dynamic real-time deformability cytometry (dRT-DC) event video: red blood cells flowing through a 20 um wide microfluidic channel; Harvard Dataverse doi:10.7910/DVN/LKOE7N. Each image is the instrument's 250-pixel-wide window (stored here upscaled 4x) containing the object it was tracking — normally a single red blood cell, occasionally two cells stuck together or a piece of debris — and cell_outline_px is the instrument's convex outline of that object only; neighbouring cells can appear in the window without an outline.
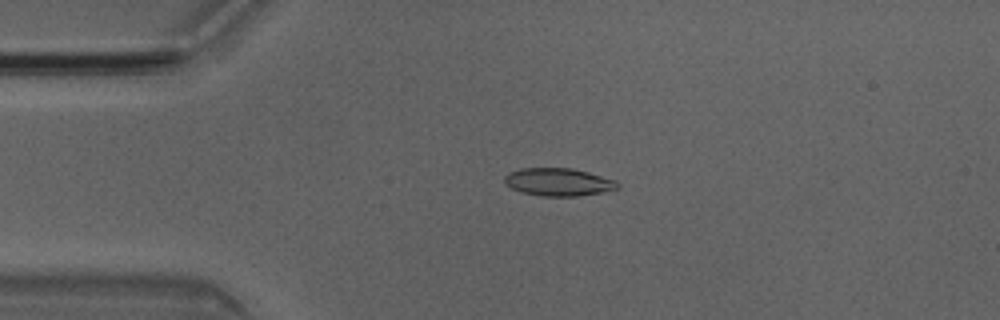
{"species": "Egyptian fruit bat (a non-hibernating species)", "species_latin": "Rousettus aegyptiacus", "temperature_condition": "room temperature", "stored_images_in_passage": 7, "camera_frame_rate_fps": 3000, "um_per_image_px": 0.085, "animal": {"sex": "male"}, "frame": {"image": 1, "passage_image": 3, "time_ms": 0.667, "image_size_px": [1000, 320], "cell_outline_px": [[620, 188], [580, 196], [540, 196], [520, 192], [504, 184], [504, 176], [508, 172], [520, 168], [572, 168], [588, 172], [616, 180], [620, 184]], "centroid_in_image_um": [47.44, 15.47], "position_along_channel_um": 37.6, "area_um2": 18.5}}